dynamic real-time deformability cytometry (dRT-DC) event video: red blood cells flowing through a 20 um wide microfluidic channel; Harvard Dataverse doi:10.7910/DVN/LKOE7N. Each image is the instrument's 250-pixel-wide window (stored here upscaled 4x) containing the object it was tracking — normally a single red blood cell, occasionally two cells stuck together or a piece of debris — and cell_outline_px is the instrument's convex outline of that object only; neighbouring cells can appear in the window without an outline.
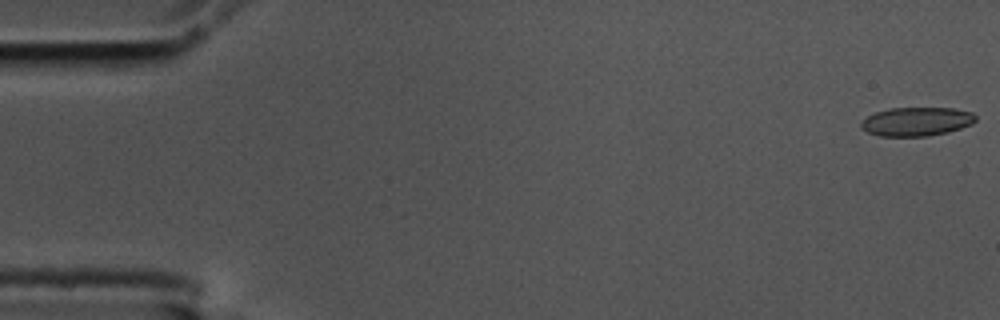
{"species": "common noctule bat (a hibernating species)", "species_latin": "Nyctalus noctula", "temperature_condition": "cold", "stored_images_in_passage": 55, "camera_frame_rate_fps": 3000, "um_per_image_px": 0.085, "animal": {"sex": "male", "body_mass_g": 17.5, "forearm_length_mm": 52.3}, "frame": {"image": 1, "passage_image": 1, "time_ms": 0.0, "image_size_px": [1000, 320], "cell_outline_px": [[976, 120], [972, 124], [948, 132], [928, 136], [880, 136], [868, 132], [860, 128], [860, 124], [868, 116], [876, 112], [888, 108], [952, 108], [972, 112], [976, 116]], "centroid_in_image_um": [77.91, 10.33], "position_along_channel_um": 7.1, "area_um2": 19.19}}
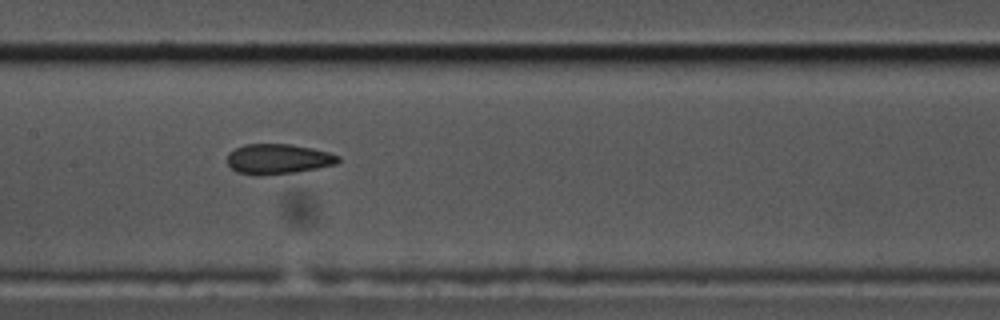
{"frame": {"image": 2, "passage_image": 27, "time_ms": 8.667, "image_size_px": [1000, 320], "cell_outline_px": [[340, 160], [336, 164], [296, 172], [260, 176], [256, 176], [236, 172], [228, 164], [228, 152], [244, 144], [288, 144], [312, 148], [328, 152], [340, 156]], "centroid_in_image_um": [23.62, 13.52], "position_along_channel_um": 183.8, "area_um2": 19.54}}
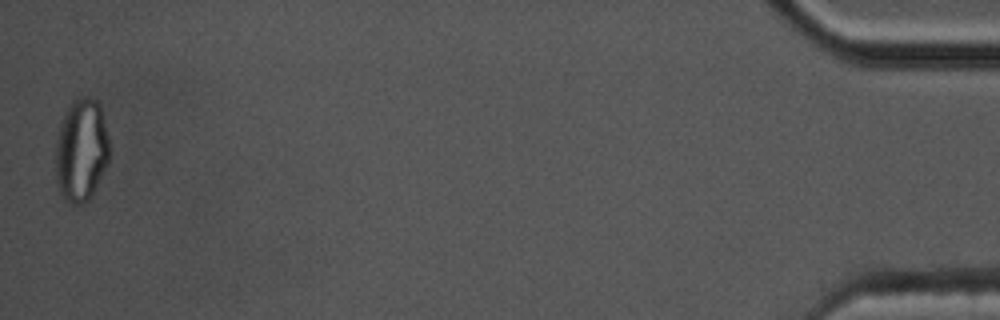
{"frame": {"image": 3, "passage_image": 55, "time_ms": 18.0, "image_size_px": [1000, 320], "cell_outline_px": [[108, 160], [92, 196], [84, 204], [72, 204], [64, 200], [60, 192], [56, 180], [56, 140], [60, 124], [68, 108], [76, 100], [84, 96], [88, 96], [96, 100], [100, 104], [108, 136]], "centroid_in_image_um": [6.9, 12.8], "position_along_channel_um": 428.3, "area_um2": 32.02}, "authors_computed_cell_mechanics": {"area_um2": 19.7098, "velocity_mm_per_s": 3.6249, "shape_relaxation_time_tau1_ms": null, "shape_relaxation_time_tau2_ms": 2.2653, "deformation_change_tau1": null, "deformation_change_tau2": 0.0913}}